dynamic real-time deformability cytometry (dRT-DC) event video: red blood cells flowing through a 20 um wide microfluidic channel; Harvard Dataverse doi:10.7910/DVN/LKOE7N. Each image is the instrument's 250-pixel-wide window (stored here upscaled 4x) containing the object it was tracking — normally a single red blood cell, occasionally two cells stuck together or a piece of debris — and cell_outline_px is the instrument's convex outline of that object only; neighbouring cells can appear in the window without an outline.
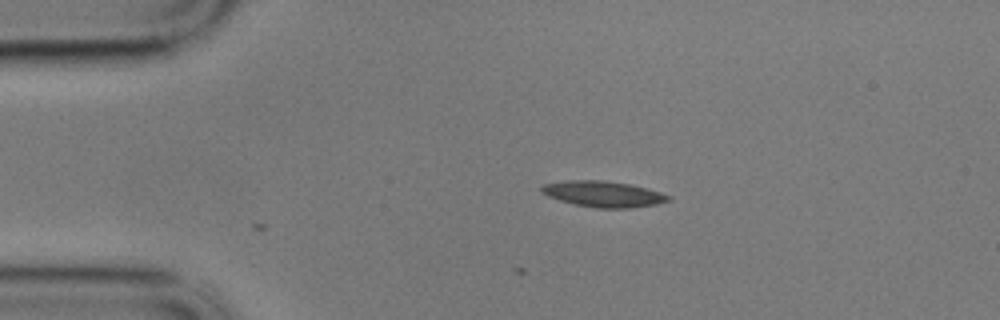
{"species": "common noctule bat (a hibernating species)", "species_latin": "Nyctalus noctula", "temperature_condition": "cold", "stored_images_in_passage": 2, "camera_frame_rate_fps": 3000, "um_per_image_px": 0.085, "animal": {"sex": "male", "body_mass_g": 17.9}, "frame": {"image": 1, "passage_image": 2, "time_ms": 0.333, "image_size_px": [1000, 320], "cell_outline_px": [[672, 200], [656, 204], [628, 208], [596, 208], [576, 204], [560, 200], [548, 196], [540, 192], [540, 188], [544, 184], [564, 180], [604, 180], [628, 184], [648, 188], [672, 196]], "centroid_in_image_um": [51.29, 16.48], "position_along_channel_um": 33.7, "area_um2": 19.19}}